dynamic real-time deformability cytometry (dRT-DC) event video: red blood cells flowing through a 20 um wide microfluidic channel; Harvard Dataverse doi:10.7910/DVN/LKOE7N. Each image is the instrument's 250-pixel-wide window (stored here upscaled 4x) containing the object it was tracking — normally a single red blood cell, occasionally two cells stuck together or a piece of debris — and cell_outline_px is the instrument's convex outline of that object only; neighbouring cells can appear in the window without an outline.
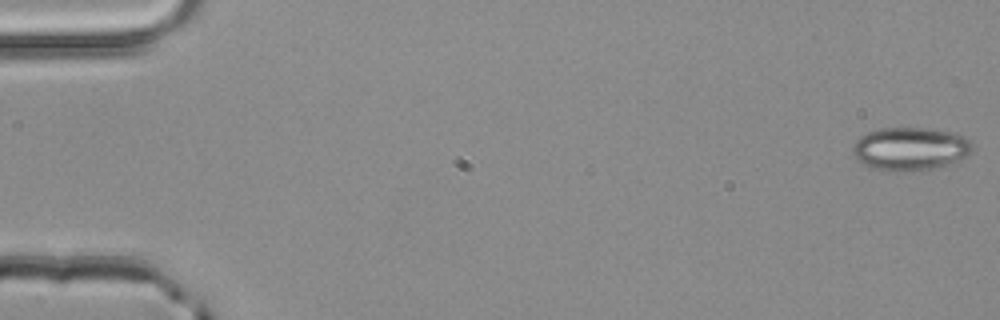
{"species": "common noctule bat (a hibernating species)", "species_latin": "Nyctalus noctula", "temperature_condition": "room temperature", "stored_images_in_passage": 52, "camera_frame_rate_fps": 3000, "um_per_image_px": 0.085, "animal": {"sex": "male", "body_mass_g": 20.4}, "frame": {"image": 1, "passage_image": 1, "time_ms": 0.0, "image_size_px": [1000, 320], "cell_outline_px": [[976, 148], [964, 156], [956, 160], [932, 168], [872, 168], [856, 160], [852, 152], [852, 144], [860, 136], [868, 132], [880, 128], [924, 128], [952, 132], [964, 136]], "centroid_in_image_um": [77.33, 12.58], "position_along_channel_um": 7.7, "area_um2": 29.02}}
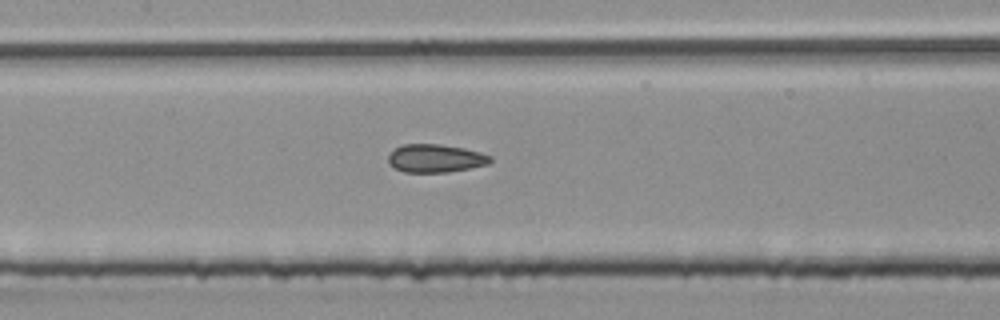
{"frame": {"image": 2, "passage_image": 25, "time_ms": 8.0, "image_size_px": [1000, 320], "cell_outline_px": [[492, 160], [488, 164], [448, 172], [404, 172], [388, 164], [388, 156], [396, 148], [404, 144], [440, 144], [464, 148], [480, 152], [492, 156]], "centroid_in_image_um": [37.02, 13.45], "position_along_channel_um": 170.4, "area_um2": 16.65}}
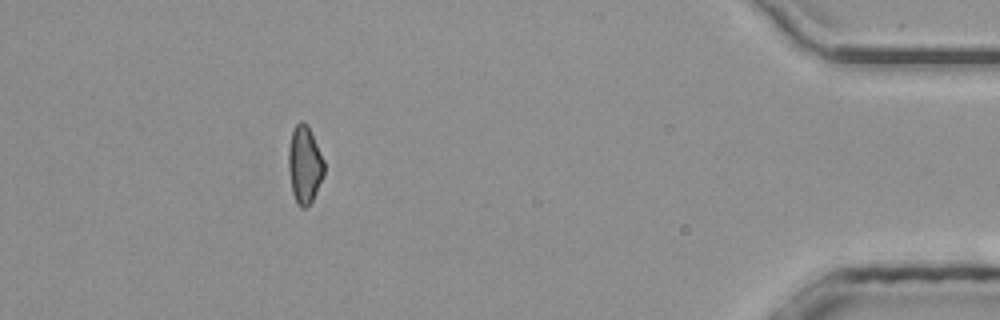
{"frame": {"image": 3, "passage_image": 47, "time_ms": 15.333, "image_size_px": [1000, 320], "cell_outline_px": [[324, 176], [308, 208], [300, 208], [292, 192], [288, 168], [288, 148], [292, 132], [296, 124], [300, 120], [308, 124], [324, 160]], "centroid_in_image_um": [25.89, 13.99], "position_along_channel_um": 409.3, "area_um2": 16.24}, "authors_computed_cell_mechanics": {"area_um2": 16.7909, "velocity_mm_per_s": 4.0533, "shape_relaxation_time_tau1_ms": null, "shape_relaxation_time_tau2_ms": 2.0081, "deformation_change_tau1": null, "deformation_change_tau2": 0.0965}}